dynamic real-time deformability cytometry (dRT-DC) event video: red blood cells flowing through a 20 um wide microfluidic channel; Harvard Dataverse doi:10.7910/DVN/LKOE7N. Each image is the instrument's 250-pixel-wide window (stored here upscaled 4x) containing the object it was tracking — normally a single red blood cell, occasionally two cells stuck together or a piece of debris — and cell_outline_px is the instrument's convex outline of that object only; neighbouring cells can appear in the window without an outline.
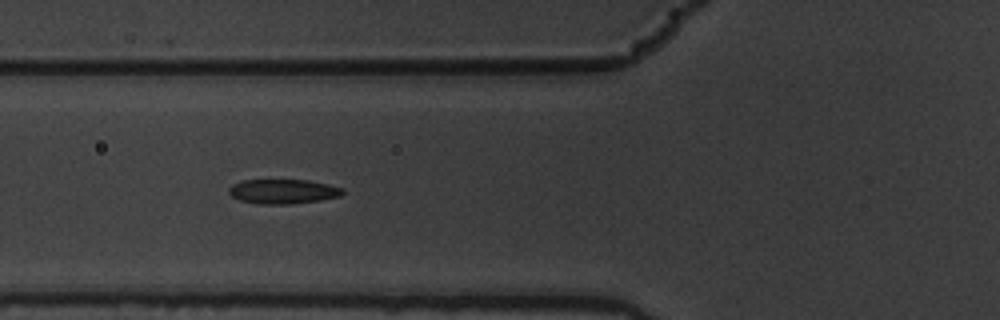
{"species": "common noctule bat (a hibernating species)", "species_latin": "Nyctalus noctula", "temperature_condition": "warm", "stored_images_in_passage": 10, "camera_frame_rate_fps": 3000, "um_per_image_px": 0.085, "animal": {"sex": "male", "body_mass_g": 19.5, "forearm_length_mm": 54.6}, "frame": {"image": 1, "passage_image": 6, "time_ms": 1.667, "image_size_px": [1000, 320], "cell_outline_px": [[344, 192], [340, 196], [320, 200], [292, 204], [260, 204], [240, 200], [232, 196], [228, 192], [228, 188], [232, 184], [240, 180], [308, 180], [328, 184], [344, 188]], "centroid_in_image_um": [24.05, 16.27], "position_along_channel_um": 101.8, "area_um2": 16.36}}
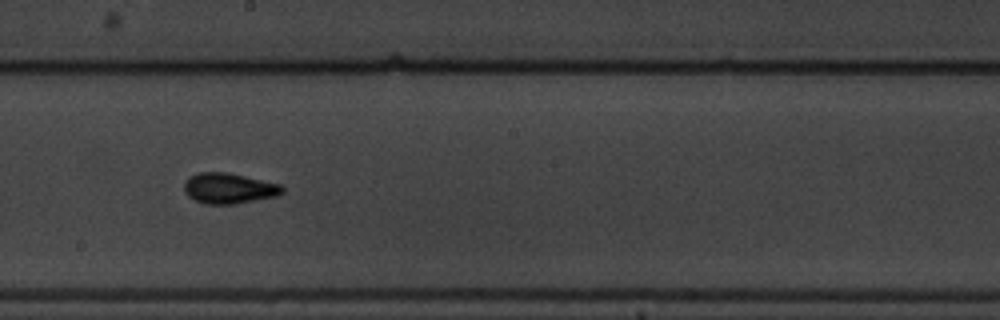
{"frame": {"image": 2, "passage_image": 9, "time_ms": 2.667, "image_size_px": [1000, 320], "cell_outline_px": [[284, 192], [276, 196], [236, 204], [204, 204], [188, 196], [184, 192], [184, 180], [188, 176], [196, 172], [228, 172], [280, 184], [284, 188]], "centroid_in_image_um": [19.42, 16.0], "position_along_channel_um": 228.8, "area_um2": 17.69}}
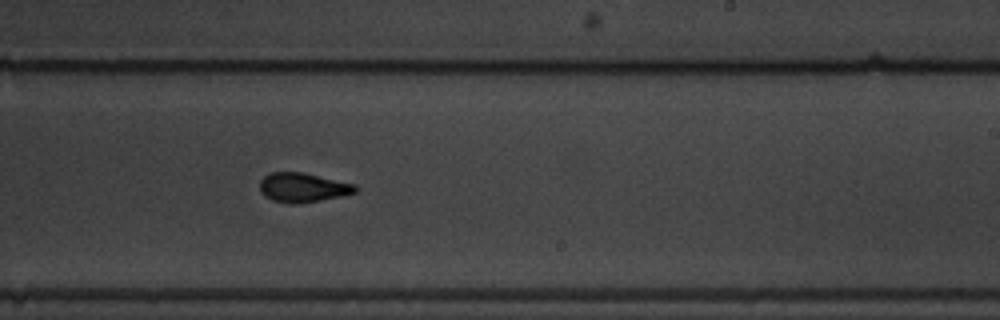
{"frame": {"image": 3, "passage_image": 10, "time_ms": 3.0, "image_size_px": [1000, 320], "cell_outline_px": [[356, 192], [340, 196], [320, 200], [296, 204], [288, 204], [272, 200], [264, 196], [260, 192], [260, 180], [268, 172], [304, 172], [356, 184]], "centroid_in_image_um": [25.7, 15.93], "position_along_channel_um": 263.3, "area_um2": 16.47}}